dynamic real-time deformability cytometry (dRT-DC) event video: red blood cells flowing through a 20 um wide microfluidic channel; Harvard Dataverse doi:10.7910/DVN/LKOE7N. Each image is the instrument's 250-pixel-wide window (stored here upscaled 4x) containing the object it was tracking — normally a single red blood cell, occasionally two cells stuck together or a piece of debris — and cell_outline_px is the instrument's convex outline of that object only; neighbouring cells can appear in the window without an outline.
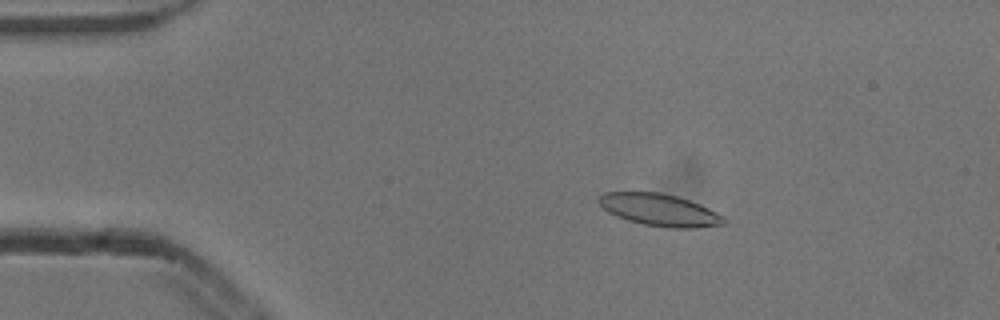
{"species": "common noctule bat (a hibernating species)", "species_latin": "Nyctalus noctula", "temperature_condition": "cold", "stored_images_in_passage": 17, "camera_frame_rate_fps": 3000, "um_per_image_px": 0.085, "animal": {"sex": "male", "body_mass_g": 13.3}, "frame": {"image": 1, "passage_image": 10, "time_ms": 3.0, "image_size_px": [1000, 320], "cell_outline_px": [[728, 220], [724, 224], [696, 228], [668, 228], [644, 224], [628, 220], [616, 216], [608, 212], [596, 200], [604, 192], [660, 192], [676, 196], [700, 204], [724, 216]], "centroid_in_image_um": [56.07, 17.85], "position_along_channel_um": 28.9, "area_um2": 23.41}}